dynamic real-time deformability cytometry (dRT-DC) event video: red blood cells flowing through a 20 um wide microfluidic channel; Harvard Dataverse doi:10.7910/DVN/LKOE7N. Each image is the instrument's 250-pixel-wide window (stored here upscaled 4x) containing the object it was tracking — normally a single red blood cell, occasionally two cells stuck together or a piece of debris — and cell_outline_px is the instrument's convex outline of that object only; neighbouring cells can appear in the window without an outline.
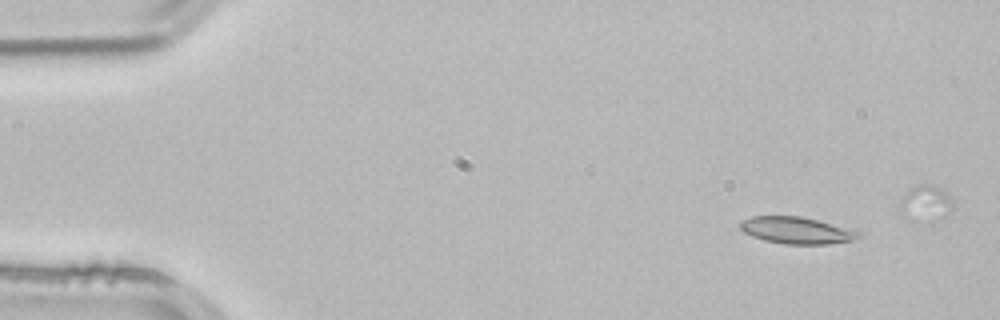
{"species": "common noctule bat (a hibernating species)", "species_latin": "Nyctalus noctula", "temperature_condition": "room temperature", "stored_images_in_passage": 4, "camera_frame_rate_fps": 3000, "um_per_image_px": 0.085, "animal": {"sex": "male", "body_mass_g": 21.5, "forearm_length_mm": 52.0}, "frame": {"image": 1, "passage_image": 1, "time_ms": 0.0, "image_size_px": [1000, 320], "cell_outline_px": [[860, 236], [852, 240], [828, 244], [784, 244], [764, 240], [752, 236], [744, 232], [740, 228], [740, 220], [752, 216], [800, 216], [816, 220], [860, 232]], "centroid_in_image_um": [67.64, 19.58], "position_along_channel_um": 17.4, "area_um2": 18.21}}